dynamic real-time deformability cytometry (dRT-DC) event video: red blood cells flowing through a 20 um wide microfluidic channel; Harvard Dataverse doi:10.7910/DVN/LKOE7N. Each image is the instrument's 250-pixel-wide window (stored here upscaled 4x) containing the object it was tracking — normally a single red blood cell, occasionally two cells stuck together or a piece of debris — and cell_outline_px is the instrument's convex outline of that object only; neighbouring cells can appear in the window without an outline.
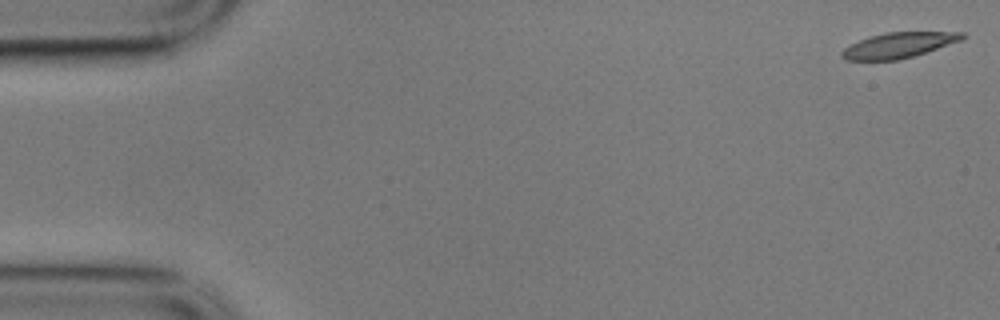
{"species": "common noctule bat (a hibernating species)", "species_latin": "Nyctalus noctula", "temperature_condition": "cold", "stored_images_in_passage": 57, "camera_frame_rate_fps": 3000, "um_per_image_px": 0.085, "animal": {"sex": "male", "body_mass_g": 17.9}, "frame": {"image": 1, "passage_image": 1, "time_ms": 0.0, "image_size_px": [1000, 320], "cell_outline_px": [[968, 36], [964, 40], [900, 60], [844, 60], [840, 56], [840, 52], [844, 48], [860, 40], [872, 36], [888, 32], [964, 32]], "centroid_in_image_um": [76.43, 3.84], "position_along_channel_um": 8.6, "area_um2": 17.86}}
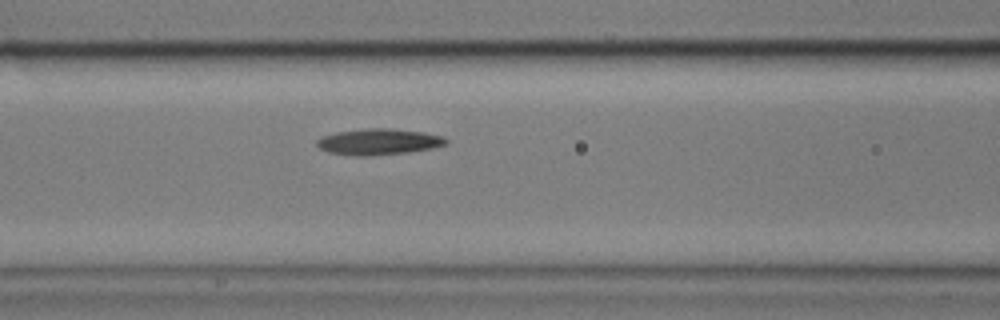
{"frame": {"image": 2, "passage_image": 23, "time_ms": 7.333, "image_size_px": [1000, 320], "cell_outline_px": [[448, 144], [432, 148], [408, 152], [368, 156], [352, 156], [328, 152], [320, 148], [316, 144], [316, 140], [320, 136], [336, 132], [368, 128], [392, 128], [424, 132], [444, 136], [448, 140]], "centroid_in_image_um": [32.18, 12.04], "position_along_channel_um": 134.4, "area_um2": 19.88}}
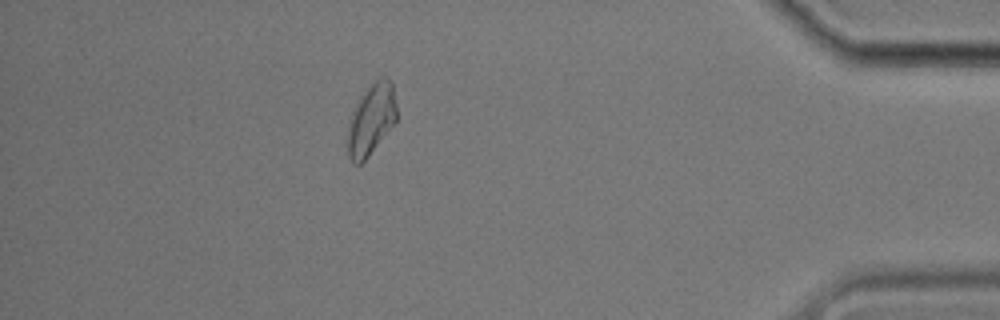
{"frame": {"image": 3, "passage_image": 50, "time_ms": 16.333, "image_size_px": [1000, 320], "cell_outline_px": [[396, 120], [368, 156], [360, 164], [356, 164], [348, 156], [348, 124], [356, 100], [368, 84], [380, 76], [388, 76], [392, 84], [396, 104]], "centroid_in_image_um": [31.54, 10.06], "position_along_channel_um": 403.7, "area_um2": 20.35}}